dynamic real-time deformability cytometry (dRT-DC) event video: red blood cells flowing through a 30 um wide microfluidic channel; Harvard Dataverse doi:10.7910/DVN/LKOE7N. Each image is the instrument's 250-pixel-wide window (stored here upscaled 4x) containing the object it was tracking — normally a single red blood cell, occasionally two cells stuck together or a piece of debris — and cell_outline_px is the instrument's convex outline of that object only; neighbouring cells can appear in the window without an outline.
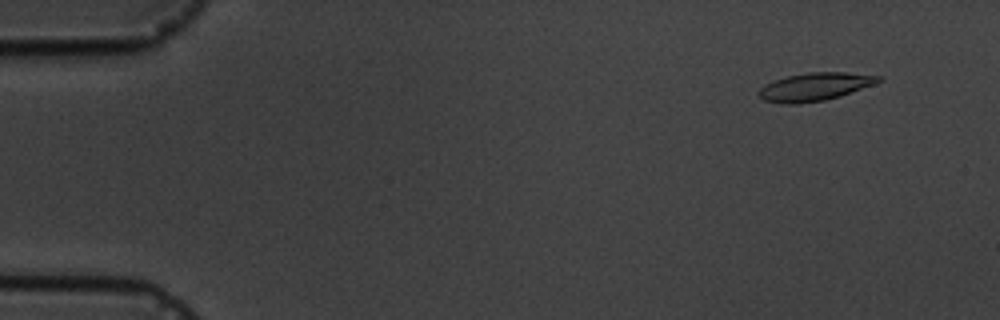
{"species": "common noctule bat (a hibernating species)", "species_latin": "Nyctalus noctula", "temperature_condition": "cold", "stored_images_in_passage": 7, "camera_frame_rate_fps": 3000, "um_per_image_px": 0.085, "animal": {"sex": "male", "body_mass_g": 19.5, "forearm_length_mm": 54.6}, "frame": {"image": 1, "passage_image": 2, "time_ms": 1.0, "image_size_px": [1000, 320], "cell_outline_px": [[884, 80], [840, 96], [824, 100], [796, 104], [784, 104], [764, 100], [756, 92], [764, 84], [772, 80], [788, 76], [808, 72], [844, 72], [884, 76]], "centroid_in_image_um": [69.25, 7.36], "position_along_channel_um": 15.8, "area_um2": 19.59}}
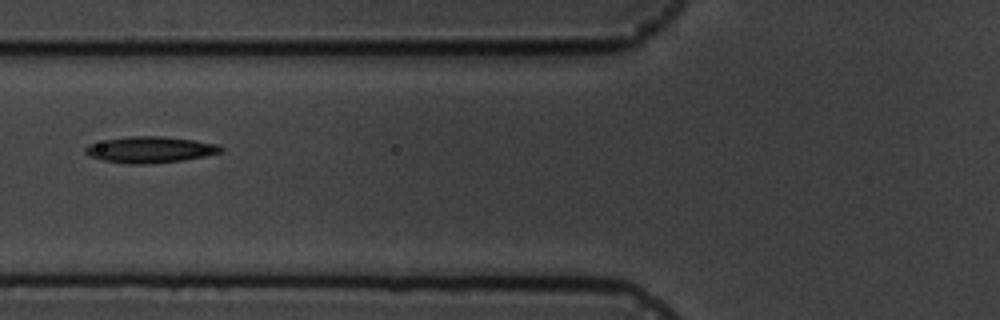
{"frame": {"image": 2, "passage_image": 7, "time_ms": 6.667, "image_size_px": [1000, 320], "cell_outline_px": [[224, 152], [204, 156], [180, 160], [148, 164], [128, 164], [104, 160], [88, 156], [84, 152], [84, 148], [88, 144], [104, 140], [128, 136], [160, 136], [192, 140], [216, 144], [224, 148]], "centroid_in_image_um": [12.72, 12.72], "position_along_channel_um": 113.1, "area_um2": 20.63}}